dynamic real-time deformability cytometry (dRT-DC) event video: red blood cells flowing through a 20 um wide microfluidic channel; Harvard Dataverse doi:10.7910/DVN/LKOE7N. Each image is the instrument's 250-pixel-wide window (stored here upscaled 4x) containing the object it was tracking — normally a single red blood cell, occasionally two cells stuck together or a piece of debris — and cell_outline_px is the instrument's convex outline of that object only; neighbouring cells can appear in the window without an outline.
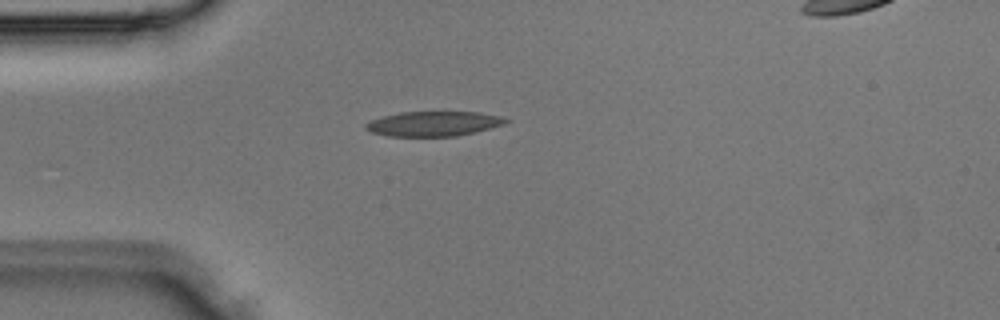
{"species": "Egyptian fruit bat (a non-hibernating species)", "species_latin": "Rousettus aegyptiacus", "temperature_condition": "room temperature", "stored_images_in_passage": 1, "camera_frame_rate_fps": 3000, "um_per_image_px": 0.085, "animal": {"sex": "male"}, "frame": {"image": 1, "passage_image": 1, "time_ms": 0.0, "image_size_px": [1000, 320], "cell_outline_px": [[512, 120], [504, 124], [476, 132], [456, 136], [388, 136], [372, 132], [364, 128], [364, 124], [372, 120], [384, 116], [400, 112], [480, 112], [500, 116]], "centroid_in_image_um": [36.88, 10.51], "position_along_channel_um": 48.1, "area_um2": 20.23}}